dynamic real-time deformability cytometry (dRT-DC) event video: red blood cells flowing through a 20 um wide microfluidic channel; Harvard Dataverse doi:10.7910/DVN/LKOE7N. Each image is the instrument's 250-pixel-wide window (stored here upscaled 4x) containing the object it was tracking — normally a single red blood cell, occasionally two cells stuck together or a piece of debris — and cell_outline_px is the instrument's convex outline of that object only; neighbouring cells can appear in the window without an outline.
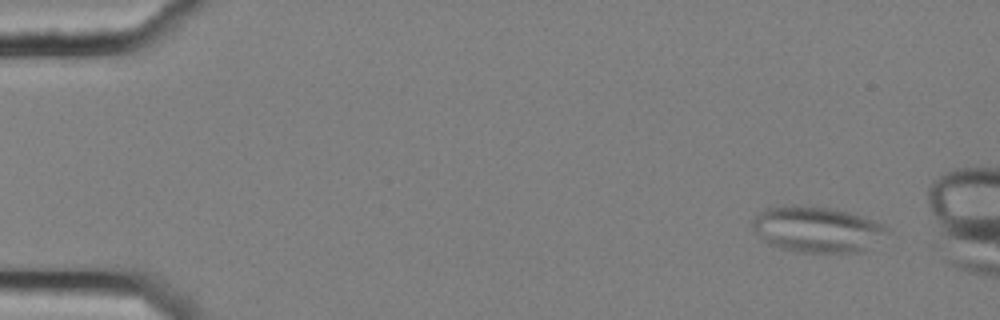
{"species": "common noctule bat (a hibernating species)", "species_latin": "Nyctalus noctula", "temperature_condition": "cold", "stored_images_in_passage": 5, "camera_frame_rate_fps": 3000, "um_per_image_px": 0.085, "animal": {"sex": "female", "body_mass_g": 25.1}, "frame": {"image": 1, "passage_image": 2, "time_ms": 0.333, "image_size_px": [1000, 320], "cell_outline_px": [[892, 228], [888, 232], [864, 252], [796, 252], [780, 248], [768, 244], [752, 228], [752, 220], [764, 208], [792, 204], [836, 208], [884, 224]], "centroid_in_image_um": [69.45, 19.48], "position_along_channel_um": 15.6, "area_um2": 36.24}}